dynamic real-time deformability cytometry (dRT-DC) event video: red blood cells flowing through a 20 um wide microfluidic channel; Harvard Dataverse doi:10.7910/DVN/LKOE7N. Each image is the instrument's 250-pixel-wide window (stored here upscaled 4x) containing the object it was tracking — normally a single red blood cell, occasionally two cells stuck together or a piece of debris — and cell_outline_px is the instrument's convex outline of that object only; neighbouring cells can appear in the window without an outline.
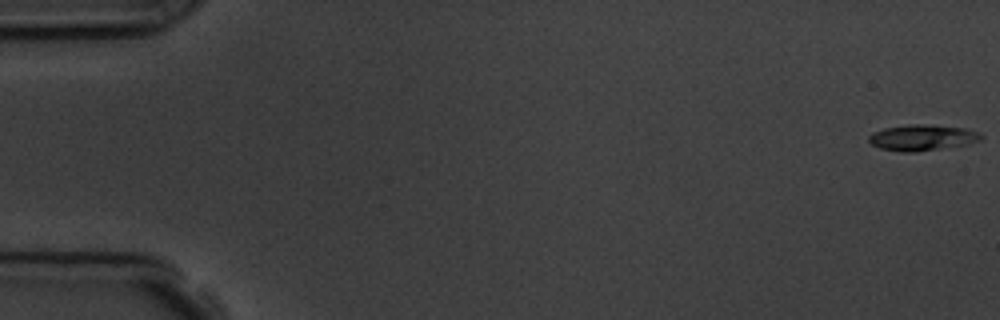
{"species": "common noctule bat (a hibernating species)", "species_latin": "Nyctalus noctula", "temperature_condition": "room temperature", "stored_images_in_passage": 6, "segment_of_instrument_passage": [1, 2], "camera_frame_rate_fps": 3000, "um_per_image_px": 0.085, "animal": {"sex": "male", "body_mass_g": 19.5, "forearm_length_mm": 54.6}, "frame": {"image": 1, "passage_image": 1, "time_ms": 0.0, "image_size_px": [1000, 320], "cell_outline_px": [[984, 136], [980, 140], [964, 144], [916, 152], [900, 152], [880, 148], [872, 144], [868, 140], [868, 136], [872, 132], [884, 128], [908, 124], [920, 124], [964, 128], [976, 132]], "centroid_in_image_um": [78.31, 11.69], "position_along_channel_um": 6.7, "area_um2": 16.7}}
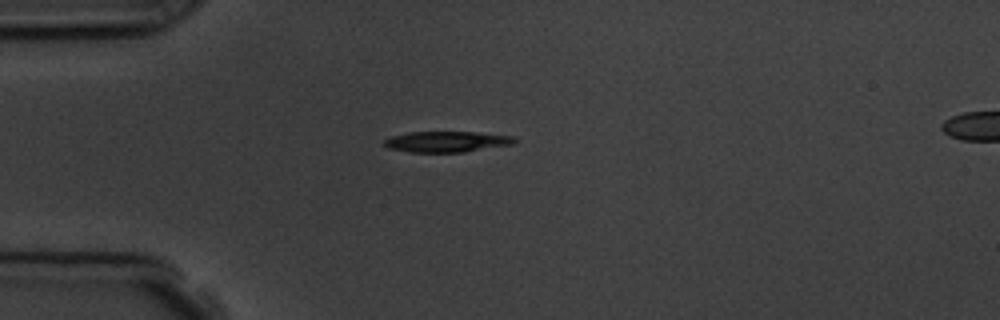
{"frame": {"image": 2, "passage_image": 5, "time_ms": 4.667, "image_size_px": [1000, 320], "cell_outline_px": [[516, 140], [512, 144], [464, 152], [412, 152], [388, 148], [384, 144], [384, 140], [392, 136], [412, 132], [476, 132], [512, 136]], "centroid_in_image_um": [37.96, 12.04], "position_along_channel_um": 47.0, "area_um2": 15.55}}